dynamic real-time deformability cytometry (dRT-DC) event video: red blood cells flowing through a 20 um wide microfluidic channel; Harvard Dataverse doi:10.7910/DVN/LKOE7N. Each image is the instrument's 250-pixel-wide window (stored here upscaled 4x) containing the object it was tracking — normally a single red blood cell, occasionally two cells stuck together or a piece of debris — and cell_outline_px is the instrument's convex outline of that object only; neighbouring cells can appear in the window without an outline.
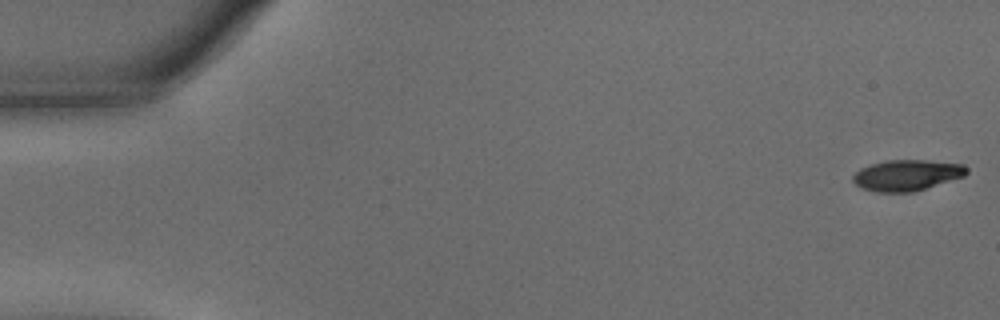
{"species": "common noctule bat (a hibernating species)", "species_latin": "Nyctalus noctula", "temperature_condition": "warm", "stored_images_in_passage": 56, "camera_frame_rate_fps": 3000, "um_per_image_px": 0.085, "animal": {"sex": "male", "body_mass_g": 15.6}, "frame": {"image": 1, "passage_image": 1, "time_ms": 0.0, "image_size_px": [1000, 320], "cell_outline_px": [[968, 172], [964, 176], [912, 192], [876, 192], [864, 188], [856, 184], [852, 180], [852, 176], [860, 168], [872, 164], [888, 160], [928, 160], [964, 164], [968, 168]], "centroid_in_image_um": [77.09, 14.88], "position_along_channel_um": 7.9, "area_um2": 20.35}}
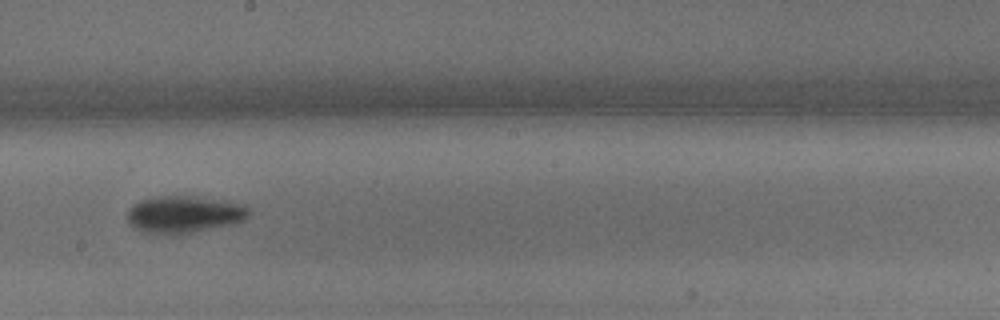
{"frame": {"image": 2, "passage_image": 32, "time_ms": 10.333, "image_size_px": [1000, 320], "cell_outline_px": [[248, 216], [240, 220], [208, 228], [188, 232], [144, 232], [136, 228], [128, 220], [128, 208], [132, 204], [140, 200], [160, 196], [192, 196], [228, 200], [244, 204], [248, 208]], "centroid_in_image_um": [15.62, 18.15], "position_along_channel_um": 232.6, "area_um2": 25.26}}
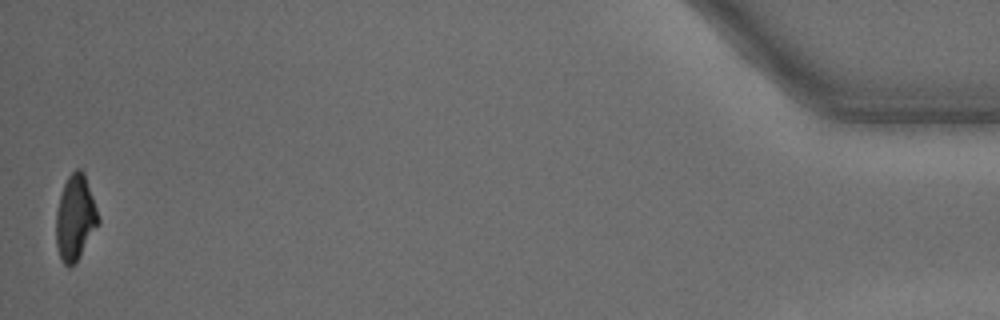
{"frame": {"image": 3, "passage_image": 56, "time_ms": 18.333, "image_size_px": [1000, 320], "cell_outline_px": [[100, 224], [76, 264], [72, 268], [68, 268], [60, 260], [56, 244], [56, 212], [60, 196], [64, 184], [68, 176], [76, 168], [80, 168], [84, 172], [100, 220]], "centroid_in_image_um": [6.4, 18.58], "position_along_channel_um": 428.8, "area_um2": 21.33}, "authors_computed_cell_mechanics": {"area_um2": 22.7154, "velocity_mm_per_s": 3.5831, "shape_relaxation_time_tau1_ms": 3.4924, "shape_relaxation_time_tau2_ms": 5.8692, "deformation_change_tau1": 0.1795, "deformation_change_tau2": 0.1309}}